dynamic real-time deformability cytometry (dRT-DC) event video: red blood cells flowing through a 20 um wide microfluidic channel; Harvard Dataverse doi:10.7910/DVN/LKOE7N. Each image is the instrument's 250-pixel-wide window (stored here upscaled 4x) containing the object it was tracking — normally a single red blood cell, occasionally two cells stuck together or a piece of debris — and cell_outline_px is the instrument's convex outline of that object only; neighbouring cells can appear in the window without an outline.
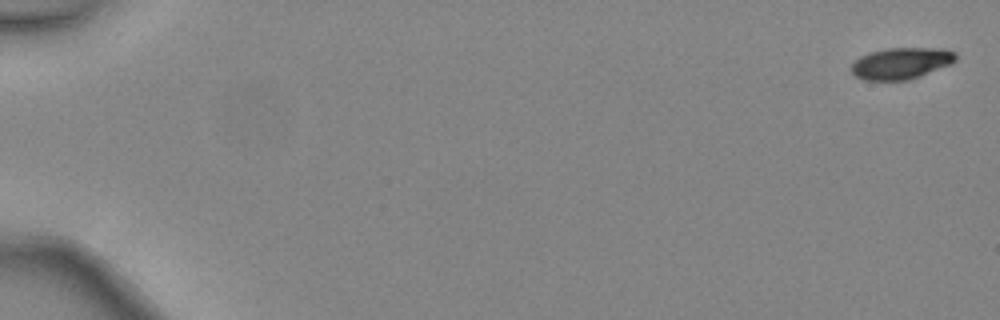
{"species": "common noctule bat (a hibernating species)", "species_latin": "Nyctalus noctula", "temperature_condition": "warm", "stored_images_in_passage": 17, "camera_frame_rate_fps": 3000, "um_per_image_px": 0.085, "animal": {"sex": "female", "body_mass_g": 24.6, "forearm_length_mm": 56.2}, "frame": {"image": 1, "passage_image": 1, "time_ms": 0.0, "image_size_px": [1000, 320], "cell_outline_px": [[956, 60], [952, 64], [920, 76], [908, 80], [864, 80], [856, 76], [852, 72], [852, 64], [860, 56], [868, 52], [888, 48], [944, 48], [956, 52]], "centroid_in_image_um": [76.63, 5.37], "position_along_channel_um": 8.4, "area_um2": 19.25}}
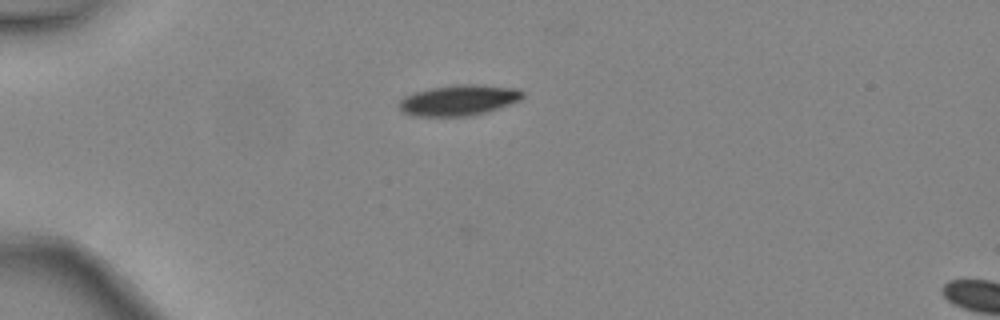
{"frame": {"image": 2, "passage_image": 14, "time_ms": 4.333, "image_size_px": [1000, 320], "cell_outline_px": [[524, 96], [520, 100], [512, 104], [488, 112], [468, 116], [412, 116], [404, 112], [396, 104], [404, 96], [412, 92], [428, 88], [456, 84], [476, 84], [520, 88], [524, 92]], "centroid_in_image_um": [39.01, 8.51], "position_along_channel_um": 46.0, "area_um2": 22.6}}